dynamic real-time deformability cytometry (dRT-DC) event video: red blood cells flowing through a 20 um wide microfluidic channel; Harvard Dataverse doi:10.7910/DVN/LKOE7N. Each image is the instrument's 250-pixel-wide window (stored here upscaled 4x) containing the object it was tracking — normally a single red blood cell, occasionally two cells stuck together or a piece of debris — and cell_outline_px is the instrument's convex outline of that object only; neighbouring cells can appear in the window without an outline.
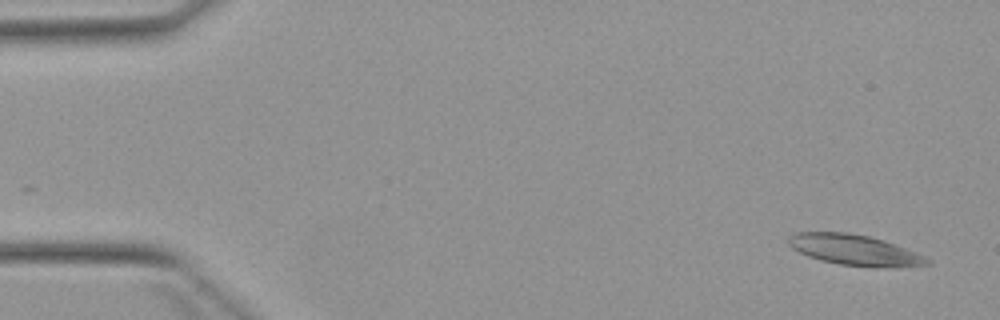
{"species": "Egyptian fruit bat (a non-hibernating species)", "species_latin": "Rousettus aegyptiacus", "temperature_condition": "warm", "stored_images_in_passage": 5, "camera_frame_rate_fps": 3000, "um_per_image_px": 0.085, "animal": {"sex": "female"}, "frame": {"image": 1, "passage_image": 1, "time_ms": 0.0, "image_size_px": [1000, 320], "cell_outline_px": [[932, 264], [896, 268], [876, 268], [840, 264], [820, 260], [808, 256], [792, 248], [788, 244], [788, 236], [796, 232], [848, 232], [868, 236], [884, 240], [924, 256], [932, 260]], "centroid_in_image_um": [72.66, 21.26], "position_along_channel_um": 12.3, "area_um2": 24.97}}
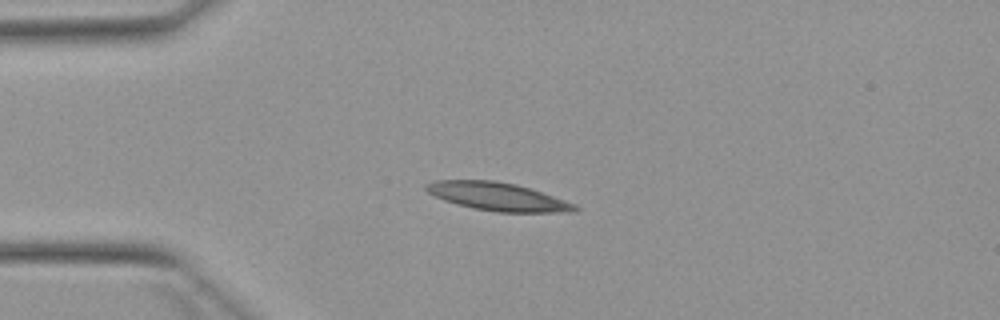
{"frame": {"image": 2, "passage_image": 3, "time_ms": 3.333, "image_size_px": [1000, 320], "cell_outline_px": [[580, 208], [572, 212], [496, 212], [472, 208], [444, 200], [428, 192], [424, 188], [424, 184], [436, 180], [492, 180], [516, 184], [576, 204]], "centroid_in_image_um": [42.28, 16.71], "position_along_channel_um": 42.7, "area_um2": 24.16}}
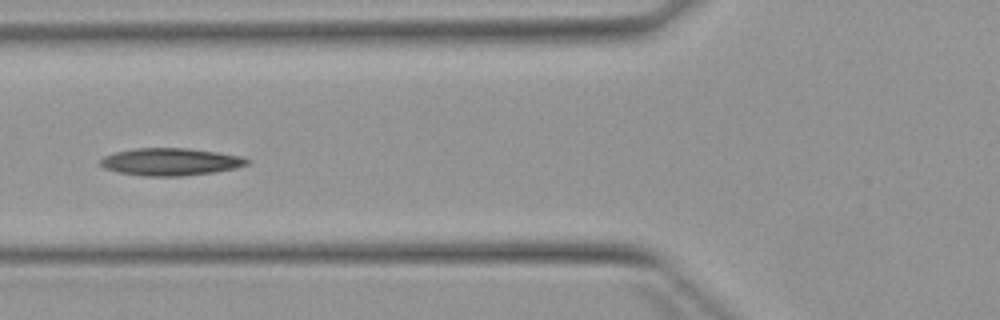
{"frame": {"image": 3, "passage_image": 5, "time_ms": 5.667, "image_size_px": [1000, 320], "cell_outline_px": [[252, 160], [248, 164], [236, 168], [212, 172], [184, 176], [144, 176], [116, 172], [104, 168], [100, 164], [100, 160], [104, 156], [116, 152], [132, 148], [188, 148], [244, 156]], "centroid_in_image_um": [14.51, 13.75], "position_along_channel_um": 111.3, "area_um2": 23.58}}